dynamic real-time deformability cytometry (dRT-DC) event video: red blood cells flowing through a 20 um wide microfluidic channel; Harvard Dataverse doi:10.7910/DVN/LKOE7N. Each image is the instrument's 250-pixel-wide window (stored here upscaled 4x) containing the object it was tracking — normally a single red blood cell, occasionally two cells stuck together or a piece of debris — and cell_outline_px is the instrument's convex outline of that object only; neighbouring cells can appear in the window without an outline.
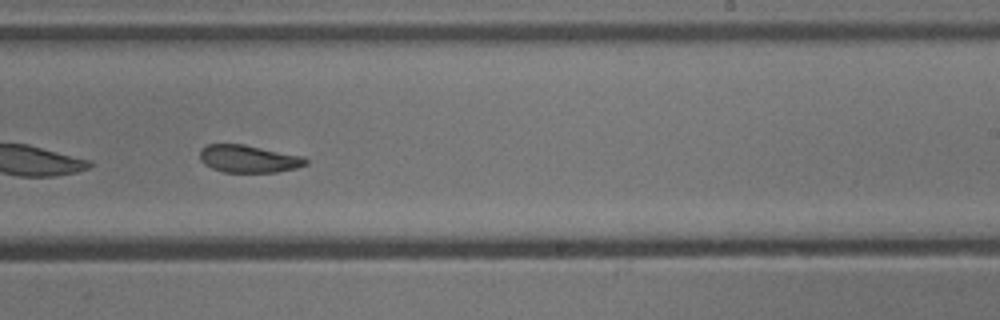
{"species": "common noctule bat (a hibernating species)", "species_latin": "Nyctalus noctula", "temperature_condition": "cold", "stored_images_in_passage": 27, "camera_frame_rate_fps": 3000, "um_per_image_px": 0.085, "animal": {"sex": "male", "body_mass_g": 13.3}, "frame": {"image": 1, "passage_image": 16, "time_ms": 5.0, "image_size_px": [1000, 320], "cell_outline_px": [[308, 164], [296, 168], [276, 172], [224, 172], [212, 168], [204, 164], [200, 160], [200, 148], [208, 144], [244, 144], [304, 156], [308, 160]], "centroid_in_image_um": [21.14, 13.49], "position_along_channel_um": 267.9, "area_um2": 17.11}}
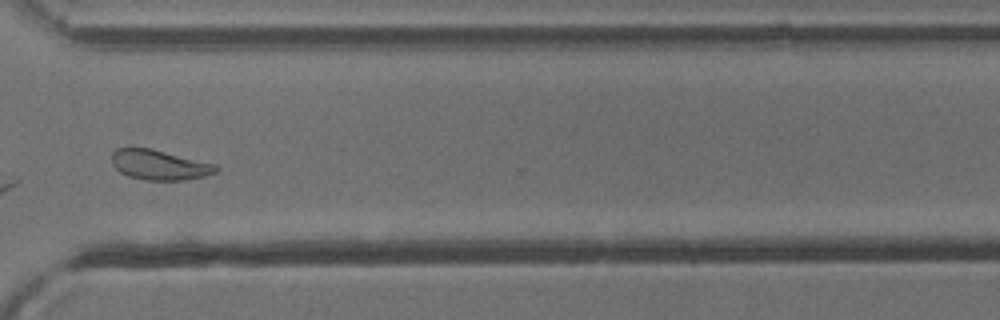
{"frame": {"image": 2, "passage_image": 23, "time_ms": 7.333, "image_size_px": [1000, 320], "cell_outline_px": [[220, 168], [216, 172], [204, 176], [184, 180], [148, 180], [128, 176], [120, 172], [112, 164], [112, 152], [116, 148], [148, 148], [216, 164]], "centroid_in_image_um": [13.54, 14.02], "position_along_channel_um": 357.1, "area_um2": 18.03}}